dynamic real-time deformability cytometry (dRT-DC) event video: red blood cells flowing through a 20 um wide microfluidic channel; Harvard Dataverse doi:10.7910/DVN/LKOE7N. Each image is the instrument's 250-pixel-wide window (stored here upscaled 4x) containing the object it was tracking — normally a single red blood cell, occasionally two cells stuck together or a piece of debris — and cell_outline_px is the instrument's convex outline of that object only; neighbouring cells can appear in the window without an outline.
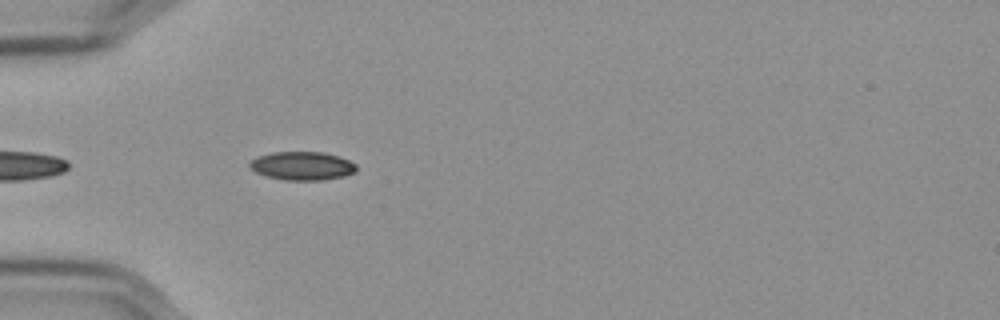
{"species": "Egyptian fruit bat (a non-hibernating species)", "species_latin": "Rousettus aegyptiacus", "temperature_condition": "cold", "stored_images_in_passage": 8, "camera_frame_rate_fps": 3000, "um_per_image_px": 0.085, "frame": {"image": 1, "passage_image": 4, "time_ms": 1.0, "image_size_px": [1000, 320], "cell_outline_px": [[356, 172], [344, 176], [320, 180], [284, 180], [268, 176], [256, 172], [248, 164], [256, 156], [272, 152], [324, 152], [340, 156], [356, 164]], "centroid_in_image_um": [25.7, 14.09], "position_along_channel_um": 59.3, "area_um2": 17.69}}